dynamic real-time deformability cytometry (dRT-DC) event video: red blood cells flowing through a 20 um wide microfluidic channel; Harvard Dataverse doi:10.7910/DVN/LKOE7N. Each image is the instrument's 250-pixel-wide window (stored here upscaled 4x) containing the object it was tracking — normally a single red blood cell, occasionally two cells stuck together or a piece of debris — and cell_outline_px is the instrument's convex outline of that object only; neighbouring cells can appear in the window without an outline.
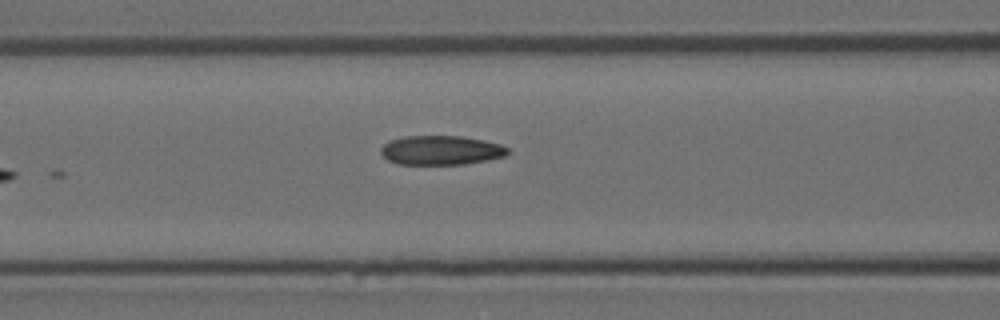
{"species": "Egyptian fruit bat (a non-hibernating species)", "species_latin": "Rousettus aegyptiacus", "temperature_condition": "room temperature", "stored_images_in_passage": 5, "camera_frame_rate_fps": 3000, "um_per_image_px": 0.085, "animal": {"sex": "female"}, "frame": {"image": 1, "passage_image": 5, "time_ms": 5.333, "image_size_px": [1000, 320], "cell_outline_px": [[512, 152], [504, 156], [464, 164], [400, 164], [388, 160], [380, 152], [380, 148], [388, 140], [404, 136], [460, 136], [484, 140], [500, 144], [508, 148]], "centroid_in_image_um": [37.47, 12.76], "position_along_channel_um": 129.1, "area_um2": 21.62}}